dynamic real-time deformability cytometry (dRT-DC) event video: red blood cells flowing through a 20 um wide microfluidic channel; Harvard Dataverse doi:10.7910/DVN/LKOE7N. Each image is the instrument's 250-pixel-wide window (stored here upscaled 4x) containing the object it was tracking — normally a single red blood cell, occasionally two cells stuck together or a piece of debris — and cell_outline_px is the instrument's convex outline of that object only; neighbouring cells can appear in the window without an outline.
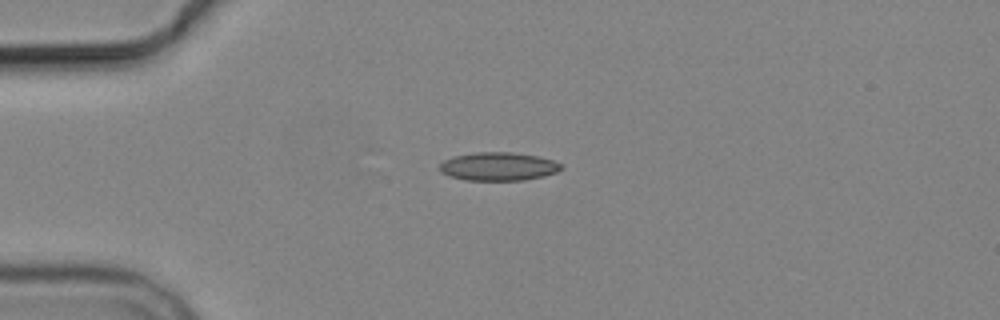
{"species": "common noctule bat (a hibernating species)", "species_latin": "Nyctalus noctula", "temperature_condition": "cold", "stored_images_in_passage": 2, "camera_frame_rate_fps": 3000, "um_per_image_px": 0.085, "animal": {"sex": "male", "body_mass_g": 19.2, "forearm_length_mm": 51.8}, "frame": {"image": 1, "passage_image": 1, "time_ms": 0.0, "image_size_px": [1000, 320], "cell_outline_px": [[564, 168], [556, 172], [544, 176], [524, 180], [464, 180], [448, 176], [440, 172], [440, 164], [444, 160], [452, 156], [476, 152], [512, 152], [536, 156], [552, 160], [560, 164]], "centroid_in_image_um": [42.33, 14.15], "position_along_channel_um": 42.7, "area_um2": 20.11}}